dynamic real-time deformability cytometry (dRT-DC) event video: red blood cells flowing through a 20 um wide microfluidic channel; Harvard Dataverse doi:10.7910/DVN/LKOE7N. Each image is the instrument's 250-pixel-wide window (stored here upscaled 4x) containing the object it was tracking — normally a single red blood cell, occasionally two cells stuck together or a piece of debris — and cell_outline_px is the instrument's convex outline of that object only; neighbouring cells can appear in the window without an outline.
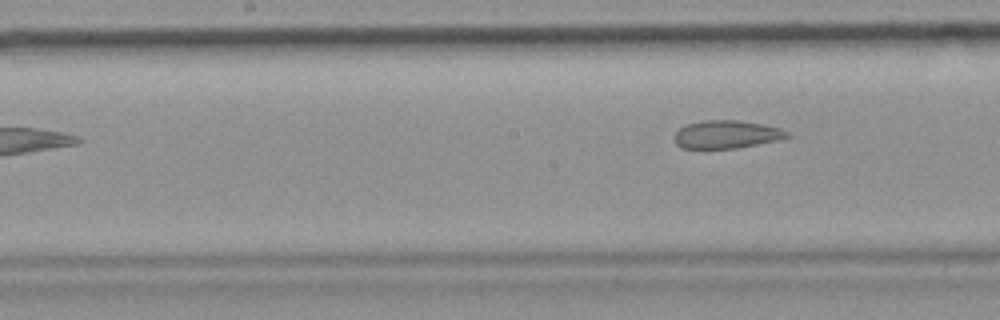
{"species": "common noctule bat (a hibernating species)", "species_latin": "Nyctalus noctula", "temperature_condition": "room temperature", "stored_images_in_passage": 5, "camera_frame_rate_fps": 3000, "um_per_image_px": 0.085, "animal": {"sex": "female", "body_mass_g": 19.9}, "frame": {"image": 1, "passage_image": 5, "time_ms": 4.667, "image_size_px": [1000, 320], "cell_outline_px": [[792, 136], [776, 140], [736, 148], [704, 152], [680, 148], [676, 144], [672, 136], [680, 128], [688, 124], [704, 120], [736, 120], [764, 124], [780, 128], [788, 132]], "centroid_in_image_um": [61.66, 11.47], "position_along_channel_um": 186.5, "area_um2": 19.13}}